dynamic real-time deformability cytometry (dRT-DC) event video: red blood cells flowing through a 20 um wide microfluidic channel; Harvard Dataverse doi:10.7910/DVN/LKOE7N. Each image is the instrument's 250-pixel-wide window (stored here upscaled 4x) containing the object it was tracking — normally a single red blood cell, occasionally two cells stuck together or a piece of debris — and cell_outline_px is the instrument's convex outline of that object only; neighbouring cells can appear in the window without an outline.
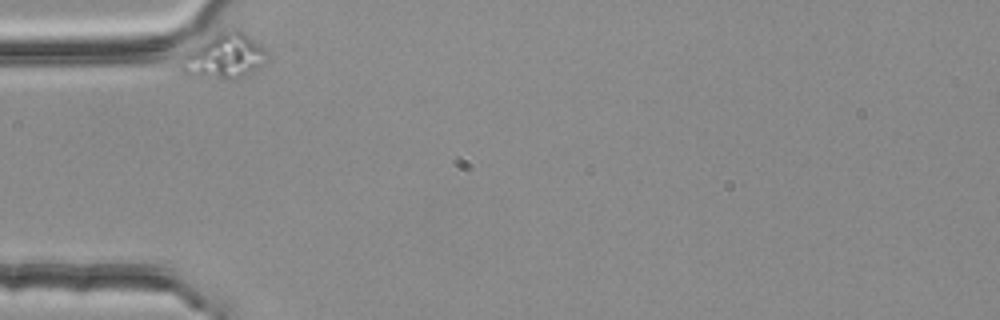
{"species": "common noctule bat (a hibernating species)", "species_latin": "Nyctalus noctula", "temperature_condition": "room temperature", "stored_images_in_passage": 4, "camera_frame_rate_fps": 3000, "um_per_image_px": 0.085, "animal": {"sex": "female", "body_mass_g": 25.1}, "frame": {"image": 1, "passage_image": 1, "time_ms": 0.0, "image_size_px": [1000, 320], "cell_outline_px": [[268, 56], [264, 64], [232, 80], [192, 76], [184, 72], [180, 68], [180, 64], [184, 52], [220, 32], [232, 28], [236, 28], [244, 32], [260, 44], [268, 52]], "centroid_in_image_um": [19.06, 4.77], "position_along_channel_um": 65.9, "area_um2": 22.31}}
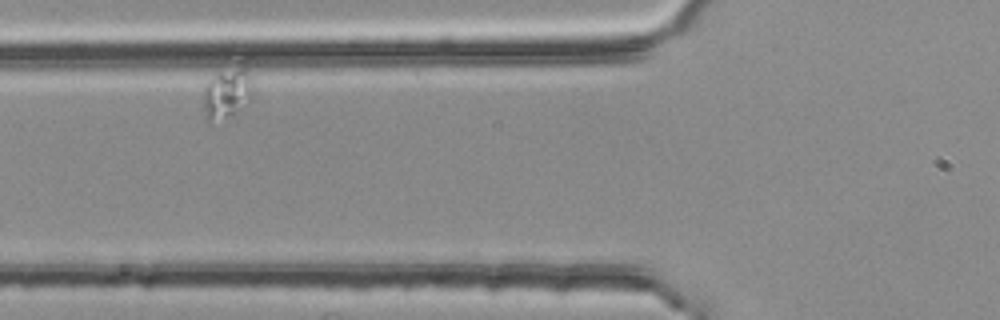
{"frame": {"image": 2, "passage_image": 2, "time_ms": 0.333, "image_size_px": [1000, 320], "cell_outline_px": [[252, 100], [232, 112], [208, 124], [204, 108], [204, 84], [208, 80], [220, 72], [240, 60], [248, 56], [252, 84]], "centroid_in_image_um": [19.38, 7.71], "position_along_channel_um": 106.4, "area_um2": 15.26}}